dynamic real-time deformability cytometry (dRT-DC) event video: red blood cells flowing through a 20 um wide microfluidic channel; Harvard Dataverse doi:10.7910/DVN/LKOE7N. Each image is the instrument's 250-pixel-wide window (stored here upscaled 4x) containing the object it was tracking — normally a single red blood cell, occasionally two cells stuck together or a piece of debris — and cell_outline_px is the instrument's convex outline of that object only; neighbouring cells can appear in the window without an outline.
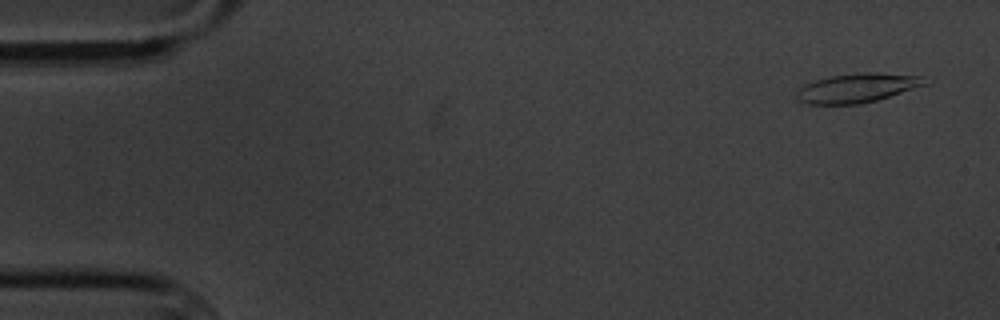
{"species": "common noctule bat (a hibernating species)", "species_latin": "Nyctalus noctula", "temperature_condition": "cold", "stored_images_in_passage": 4, "camera_frame_rate_fps": 3000, "um_per_image_px": 0.085, "animal": {"sex": "male", "body_mass_g": 20.1, "forearm_length_mm": 53.5}, "frame": {"image": 1, "passage_image": 1, "time_ms": 0.0, "image_size_px": [1000, 320], "cell_outline_px": [[932, 80], [928, 84], [876, 100], [860, 104], [808, 104], [796, 100], [796, 92], [804, 84], [816, 80], [832, 76], [864, 72], [876, 72], [924, 76]], "centroid_in_image_um": [72.91, 7.47], "position_along_channel_um": 12.1, "area_um2": 21.91}}